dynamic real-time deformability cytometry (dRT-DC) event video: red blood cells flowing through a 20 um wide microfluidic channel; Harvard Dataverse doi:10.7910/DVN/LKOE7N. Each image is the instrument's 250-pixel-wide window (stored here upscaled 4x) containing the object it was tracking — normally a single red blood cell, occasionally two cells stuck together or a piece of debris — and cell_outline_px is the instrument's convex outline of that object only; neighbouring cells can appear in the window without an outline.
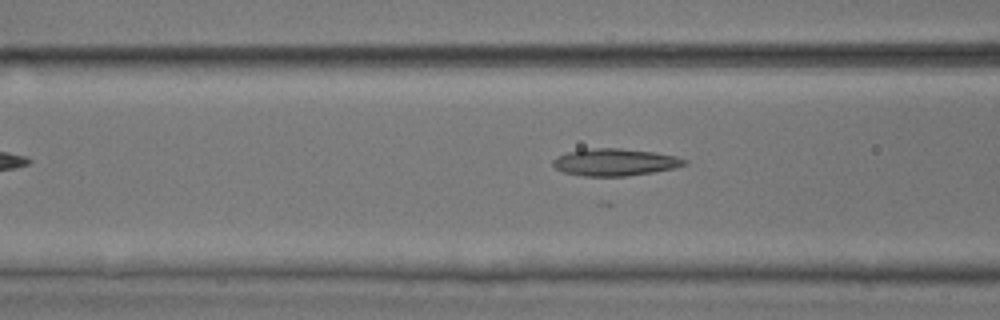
{"species": "common noctule bat (a hibernating species)", "species_latin": "Nyctalus noctula", "temperature_condition": "room temperature", "stored_images_in_passage": 8, "camera_frame_rate_fps": 3000, "um_per_image_px": 0.085, "animal": {"sex": "male", "body_mass_g": 17.9, "forearm_length_mm": 54.2}, "frame": {"image": 1, "passage_image": 6, "time_ms": 1.667, "image_size_px": [1000, 320], "cell_outline_px": [[688, 164], [676, 168], [652, 172], [624, 176], [584, 176], [564, 172], [556, 168], [552, 164], [552, 160], [556, 156], [568, 152], [592, 148], [620, 148], [652, 152], [676, 156], [688, 160]], "centroid_in_image_um": [52.28, 13.78], "position_along_channel_um": 114.3, "area_um2": 20.75}}